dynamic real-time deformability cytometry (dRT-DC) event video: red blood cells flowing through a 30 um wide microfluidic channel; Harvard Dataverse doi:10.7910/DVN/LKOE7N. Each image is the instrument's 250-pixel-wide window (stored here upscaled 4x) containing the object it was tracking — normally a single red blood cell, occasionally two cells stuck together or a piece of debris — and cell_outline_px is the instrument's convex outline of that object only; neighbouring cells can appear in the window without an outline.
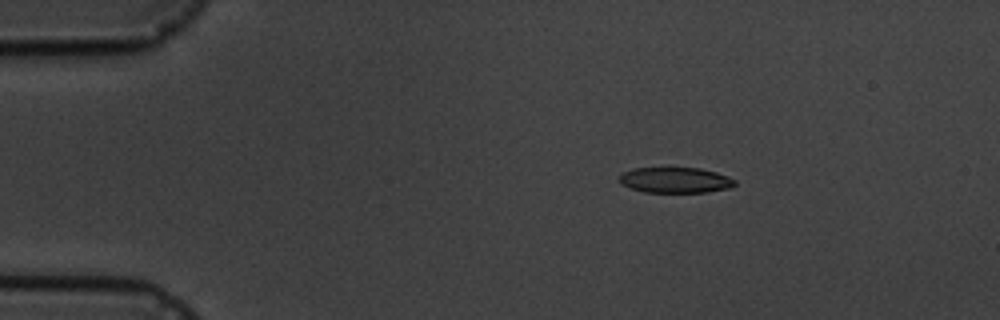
{"species": "common noctule bat (a hibernating species)", "species_latin": "Nyctalus noctula", "temperature_condition": "cold", "stored_images_in_passage": 16, "camera_frame_rate_fps": 3000, "um_per_image_px": 0.085, "animal": {"sex": "male", "body_mass_g": 19.5, "forearm_length_mm": 54.6}, "frame": {"image": 1, "passage_image": 3, "time_ms": 2.333, "image_size_px": [1000, 320], "cell_outline_px": [[736, 184], [728, 188], [708, 192], [644, 192], [620, 184], [620, 172], [632, 168], [700, 168], [716, 172], [728, 176], [736, 180]], "centroid_in_image_um": [57.39, 15.3], "position_along_channel_um": 27.6, "area_um2": 17.28}}
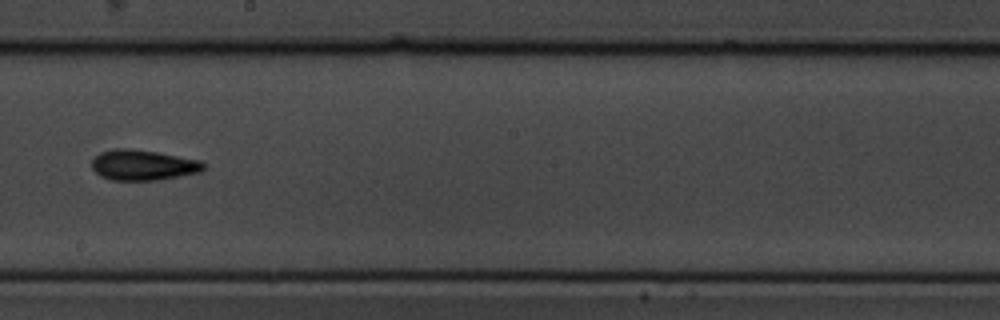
{"frame": {"image": 2, "passage_image": 9, "time_ms": 10.0, "image_size_px": [1000, 320], "cell_outline_px": [[204, 168], [200, 172], [156, 180], [112, 180], [100, 176], [92, 168], [92, 160], [100, 152], [116, 148], [132, 148], [156, 152], [200, 160], [204, 164]], "centroid_in_image_um": [12.13, 14.02], "position_along_channel_um": 236.1, "area_um2": 19.71}}
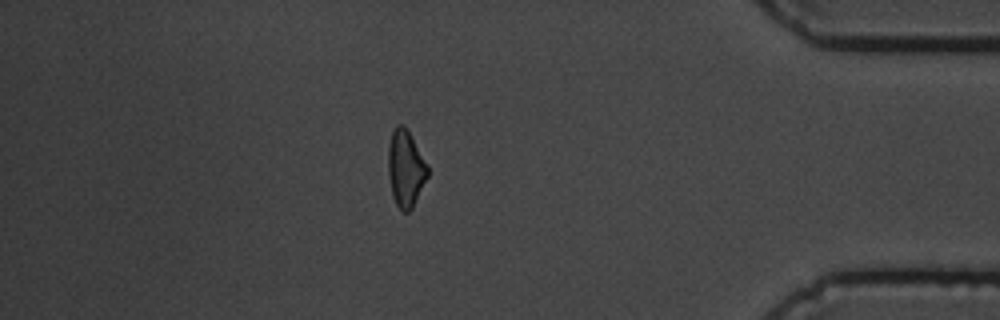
{"frame": {"image": 3, "passage_image": 14, "time_ms": 15.667, "image_size_px": [1000, 320], "cell_outline_px": [[428, 176], [412, 208], [408, 212], [400, 212], [392, 196], [388, 176], [388, 144], [392, 132], [396, 124], [404, 124], [428, 164]], "centroid_in_image_um": [34.46, 14.32], "position_along_channel_um": 400.7, "area_um2": 17.86}, "authors_computed_cell_mechanics": {"area_um2": 18.0047, "velocity_mm_per_s": 3.5173, "shape_relaxation_time_tau1_ms": 2.9143, "shape_relaxation_time_tau2_ms": null, "deformation_change_tau1": 0.1176, "deformation_change_tau2": null}}